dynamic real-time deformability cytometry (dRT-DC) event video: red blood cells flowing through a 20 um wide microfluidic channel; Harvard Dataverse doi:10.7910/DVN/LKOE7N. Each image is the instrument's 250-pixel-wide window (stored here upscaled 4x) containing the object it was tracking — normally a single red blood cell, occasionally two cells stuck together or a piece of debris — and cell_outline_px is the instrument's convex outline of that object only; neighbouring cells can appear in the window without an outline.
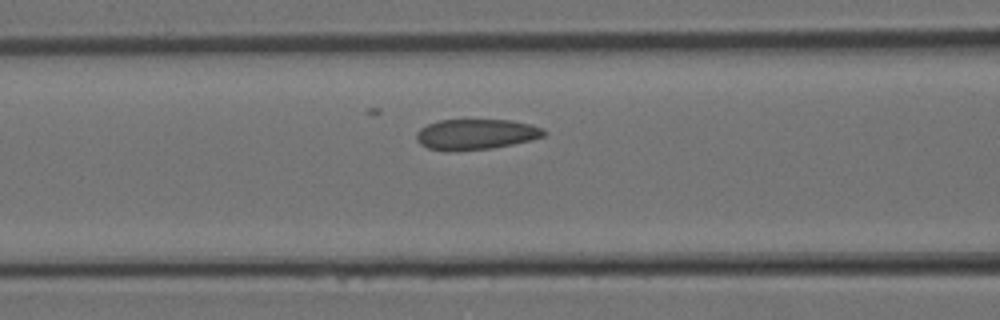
{"species": "Egyptian fruit bat (a non-hibernating species)", "species_latin": "Rousettus aegyptiacus", "temperature_condition": "room temperature", "stored_images_in_passage": 7, "camera_frame_rate_fps": 3000, "um_per_image_px": 0.085, "animal": {"sex": "female"}, "frame": {"image": 1, "passage_image": 4, "time_ms": 1.0, "image_size_px": [1000, 320], "cell_outline_px": [[548, 132], [544, 136], [532, 140], [492, 148], [456, 152], [444, 152], [428, 148], [420, 144], [416, 140], [416, 132], [420, 128], [428, 124], [440, 120], [508, 120], [528, 124], [544, 128]], "centroid_in_image_um": [40.42, 11.44], "position_along_channel_um": 126.2, "area_um2": 23.0}}
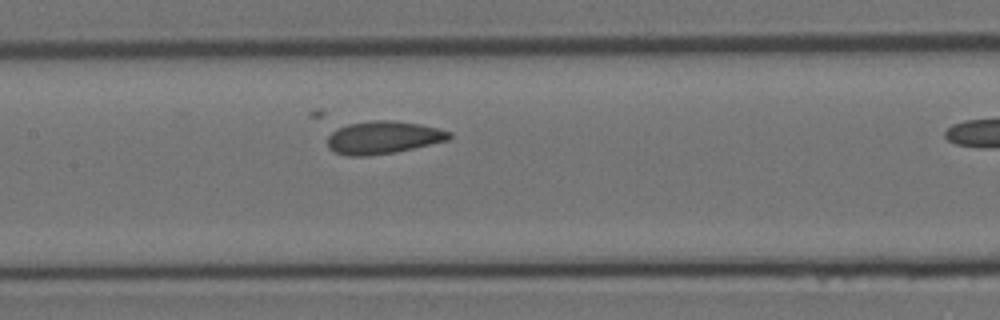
{"frame": {"image": 2, "passage_image": 6, "time_ms": 1.667, "image_size_px": [1000, 320], "cell_outline_px": [[452, 136], [448, 140], [396, 152], [364, 156], [348, 156], [336, 152], [328, 148], [328, 136], [336, 128], [348, 124], [372, 120], [392, 120], [420, 124], [452, 132]], "centroid_in_image_um": [32.56, 11.68], "position_along_channel_um": 174.8, "area_um2": 23.18}}